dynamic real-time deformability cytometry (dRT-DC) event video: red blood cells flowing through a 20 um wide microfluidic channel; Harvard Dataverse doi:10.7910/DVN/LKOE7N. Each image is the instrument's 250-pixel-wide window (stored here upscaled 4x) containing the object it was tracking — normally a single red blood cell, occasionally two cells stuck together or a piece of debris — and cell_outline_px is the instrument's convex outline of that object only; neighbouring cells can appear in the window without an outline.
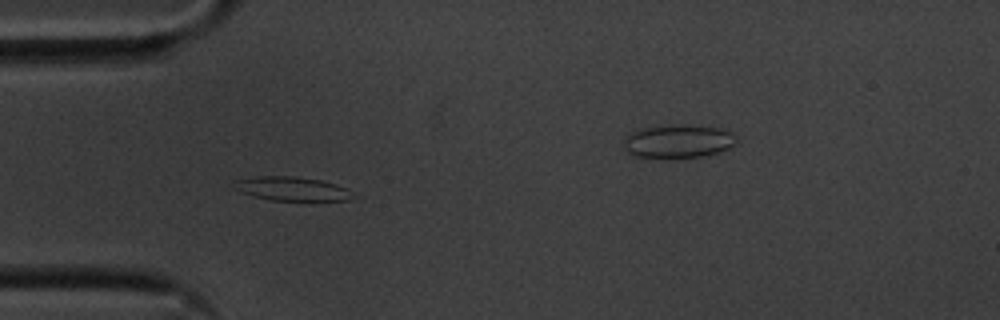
{"species": "common noctule bat (a hibernating species)", "species_latin": "Nyctalus noctula", "temperature_condition": "cold", "stored_images_in_passage": 41, "camera_frame_rate_fps": 3000, "um_per_image_px": 0.085, "animal": {"sex": "male", "body_mass_g": 20.1, "forearm_length_mm": 53.5}, "frame": {"image": 1, "passage_image": 1, "time_ms": 0.0, "image_size_px": [1000, 320], "cell_outline_px": [[356, 196], [348, 200], [272, 200], [252, 196], [240, 192], [232, 188], [236, 180], [256, 176], [296, 176], [320, 180], [348, 188]], "centroid_in_image_um": [24.8, 16.04], "position_along_channel_um": 60.2, "area_um2": 16.59}}
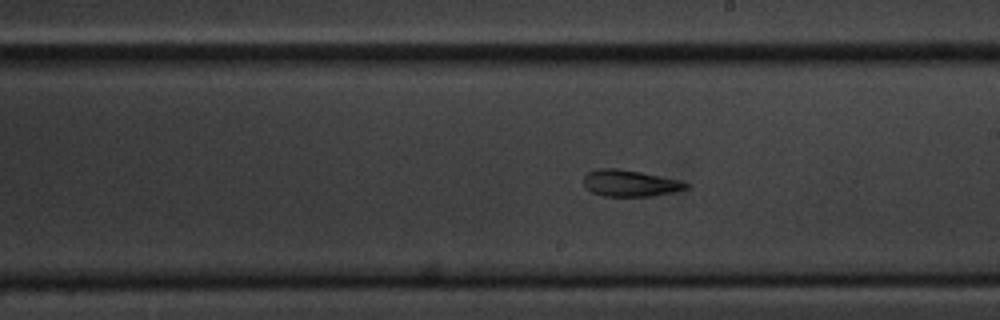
{"frame": {"image": 2, "passage_image": 16, "time_ms": 5.0, "image_size_px": [1000, 320], "cell_outline_px": [[688, 188], [672, 192], [652, 196], [604, 196], [592, 192], [584, 188], [584, 176], [588, 172], [600, 168], [616, 168], [640, 172], [684, 180], [688, 184]], "centroid_in_image_um": [53.56, 15.57], "position_along_channel_um": 235.4, "area_um2": 15.9}}
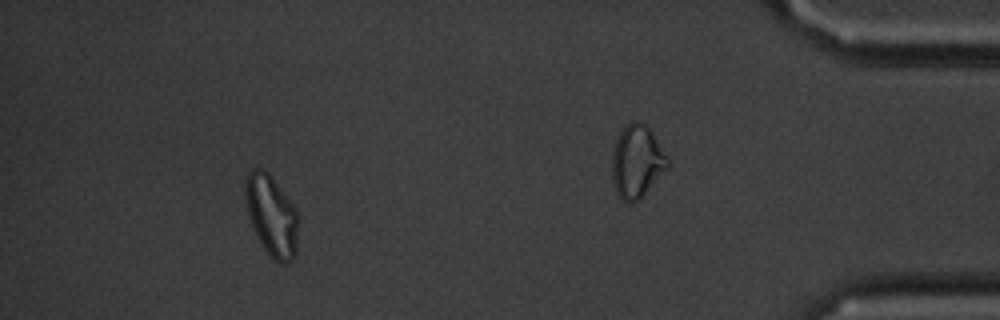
{"frame": {"image": 3, "passage_image": 36, "time_ms": 11.667, "image_size_px": [1000, 320], "cell_outline_px": [[296, 256], [292, 260], [284, 264], [280, 264], [264, 248], [248, 216], [244, 196], [244, 180], [248, 172], [252, 168], [264, 168], [268, 172], [296, 208]], "centroid_in_image_um": [23.05, 18.26], "position_along_channel_um": 412.2, "area_um2": 24.68}, "authors_computed_cell_mechanics": {"area_um2": 16.3574, "velocity_mm_per_s": 3.5603, "shape_relaxation_time_tau1_ms": null, "shape_relaxation_time_tau2_ms": 2.5345, "deformation_change_tau1": null, "deformation_change_tau2": 0.0796}}